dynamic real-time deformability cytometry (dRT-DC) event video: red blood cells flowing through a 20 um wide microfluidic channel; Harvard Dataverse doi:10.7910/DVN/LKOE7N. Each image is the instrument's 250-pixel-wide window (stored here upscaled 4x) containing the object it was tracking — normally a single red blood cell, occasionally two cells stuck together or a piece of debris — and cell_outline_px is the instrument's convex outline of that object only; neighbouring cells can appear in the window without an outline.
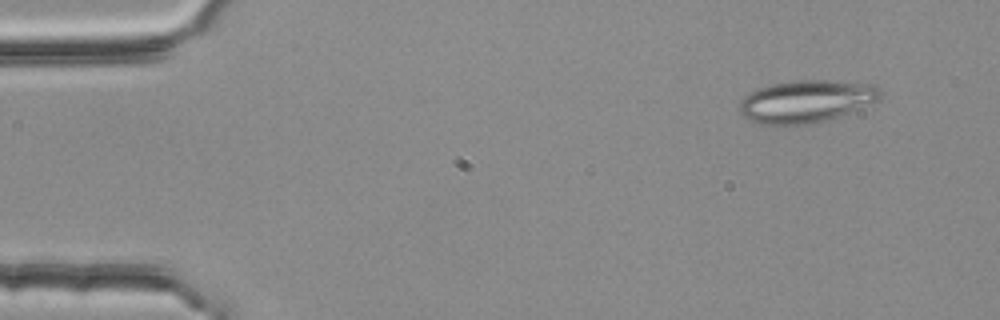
{"species": "common noctule bat (a hibernating species)", "species_latin": "Nyctalus noctula", "temperature_condition": "room temperature", "stored_images_in_passage": 3, "camera_frame_rate_fps": 3000, "um_per_image_px": 0.085, "animal": {"sex": "female", "body_mass_g": 25.1}, "frame": {"image": 1, "passage_image": 1, "time_ms": 0.0, "image_size_px": [1000, 320], "cell_outline_px": [[884, 92], [880, 100], [848, 112], [824, 120], [804, 124], [760, 124], [748, 120], [740, 112], [740, 100], [744, 96], [756, 88], [772, 84], [792, 80], [836, 80], [872, 84], [880, 88]], "centroid_in_image_um": [68.54, 8.58], "position_along_channel_um": 16.5, "area_um2": 34.8}}